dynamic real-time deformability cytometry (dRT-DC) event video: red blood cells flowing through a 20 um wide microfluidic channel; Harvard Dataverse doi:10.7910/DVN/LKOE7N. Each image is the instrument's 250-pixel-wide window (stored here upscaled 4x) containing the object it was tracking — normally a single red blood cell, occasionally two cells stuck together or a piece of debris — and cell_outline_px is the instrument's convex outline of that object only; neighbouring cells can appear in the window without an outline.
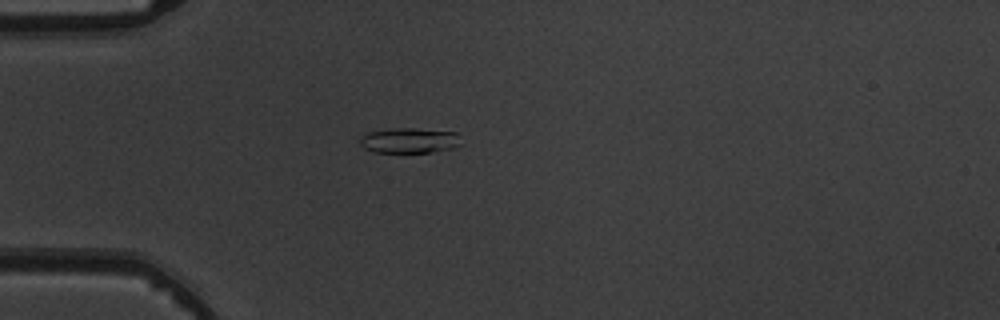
{"species": "common noctule bat (a hibernating species)", "species_latin": "Nyctalus noctula", "temperature_condition": "warm", "stored_images_in_passage": 4, "camera_frame_rate_fps": 3000, "um_per_image_px": 0.085, "animal": {"sex": "male", "body_mass_g": 19.5, "forearm_length_mm": 54.6}, "frame": {"image": 1, "passage_image": 4, "time_ms": 7.667, "image_size_px": [1000, 320], "cell_outline_px": [[460, 144], [452, 148], [432, 152], [372, 152], [364, 148], [360, 144], [360, 136], [368, 132], [396, 128], [416, 128], [456, 132]], "centroid_in_image_um": [34.76, 11.94], "position_along_channel_um": 50.2, "area_um2": 14.8}}